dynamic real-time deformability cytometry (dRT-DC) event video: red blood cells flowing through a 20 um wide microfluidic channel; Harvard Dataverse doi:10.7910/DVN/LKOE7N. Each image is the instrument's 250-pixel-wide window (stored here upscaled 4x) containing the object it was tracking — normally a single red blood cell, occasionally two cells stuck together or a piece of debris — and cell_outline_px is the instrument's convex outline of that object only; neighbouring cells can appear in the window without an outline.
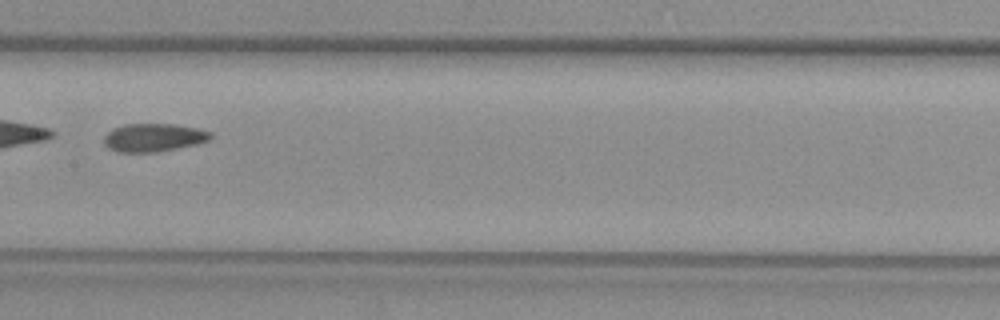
{"species": "common noctule bat (a hibernating species)", "species_latin": "Nyctalus noctula", "temperature_condition": "warm", "stored_images_in_passage": 33, "camera_frame_rate_fps": 3000, "um_per_image_px": 0.085, "animal": {"sex": "female", "body_mass_g": 29.2, "forearm_length_mm": 56.3}, "frame": {"image": 1, "passage_image": 10, "time_ms": 3.0, "image_size_px": [1000, 320], "cell_outline_px": [[212, 136], [208, 140], [196, 144], [156, 152], [120, 152], [108, 148], [104, 144], [104, 136], [112, 128], [124, 124], [172, 124], [196, 128], [212, 132]], "centroid_in_image_um": [13.02, 11.69], "position_along_channel_um": 194.4, "area_um2": 17.4}}
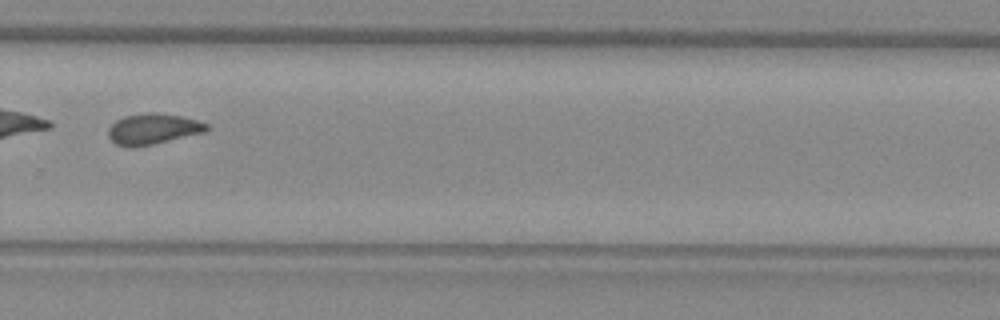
{"frame": {"image": 2, "passage_image": 19, "time_ms": 6.0, "image_size_px": [1000, 320], "cell_outline_px": [[208, 128], [204, 132], [152, 144], [132, 148], [128, 148], [116, 144], [108, 136], [108, 128], [116, 120], [124, 116], [148, 112], [156, 112], [180, 116], [196, 120], [208, 124]], "centroid_in_image_um": [12.95, 10.96], "position_along_channel_um": 316.8, "area_um2": 17.51}}